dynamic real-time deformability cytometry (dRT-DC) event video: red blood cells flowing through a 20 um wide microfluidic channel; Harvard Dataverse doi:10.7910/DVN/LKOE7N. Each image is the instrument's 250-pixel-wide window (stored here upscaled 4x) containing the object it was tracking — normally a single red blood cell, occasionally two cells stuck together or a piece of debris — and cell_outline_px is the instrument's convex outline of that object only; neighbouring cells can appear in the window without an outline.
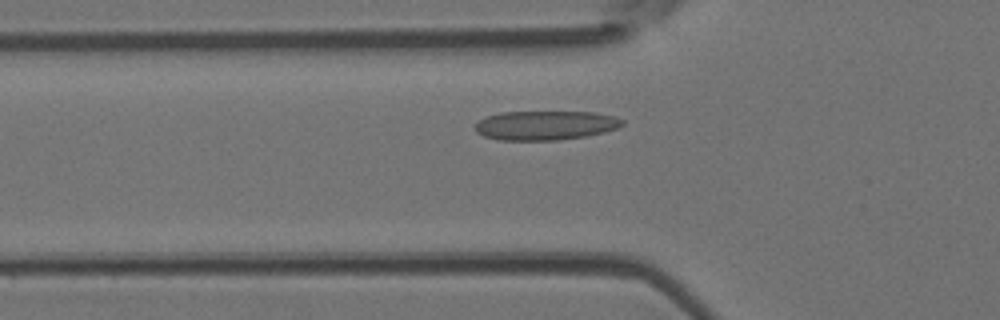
{"species": "Egyptian fruit bat (a non-hibernating species)", "species_latin": "Rousettus aegyptiacus", "temperature_condition": "room temperature", "stored_images_in_passage": 43, "camera_frame_rate_fps": 3000, "um_per_image_px": 0.085, "animal": {"sex": "female"}, "frame": {"image": 1, "passage_image": 9, "time_ms": 2.667, "image_size_px": [1000, 320], "cell_outline_px": [[624, 124], [616, 128], [604, 132], [588, 136], [556, 140], [496, 140], [484, 136], [476, 132], [476, 124], [480, 120], [488, 116], [500, 112], [592, 112], [616, 116], [624, 120]], "centroid_in_image_um": [46.38, 10.66], "position_along_channel_um": 79.4, "area_um2": 25.09}}
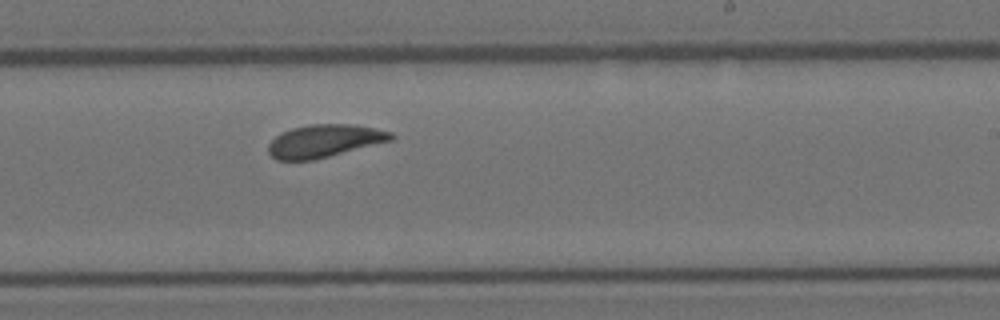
{"frame": {"image": 2, "passage_image": 23, "time_ms": 7.333, "image_size_px": [1000, 320], "cell_outline_px": [[396, 136], [392, 140], [312, 160], [276, 160], [268, 152], [268, 144], [280, 132], [292, 128], [312, 124], [352, 124], [392, 132]], "centroid_in_image_um": [27.54, 11.97], "position_along_channel_um": 261.5, "area_um2": 23.18}}
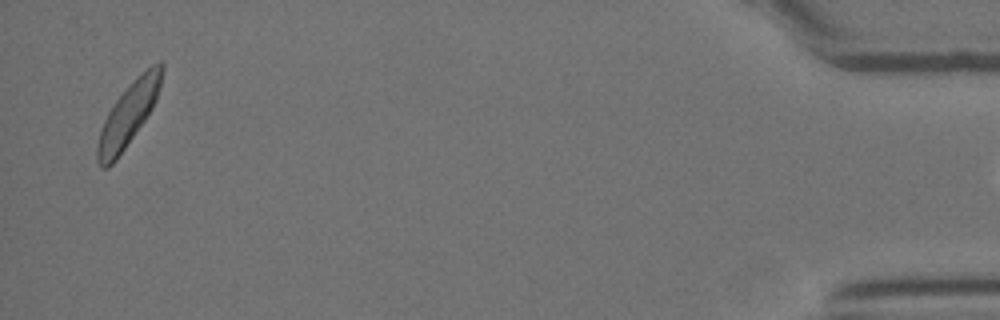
{"frame": {"image": 3, "passage_image": 42, "time_ms": 13.667, "image_size_px": [1000, 320], "cell_outline_px": [[164, 68], [160, 88], [156, 100], [152, 108], [144, 120], [116, 160], [108, 168], [100, 168], [96, 160], [96, 148], [100, 128], [108, 112], [116, 100], [132, 80], [136, 76], [152, 64], [160, 60], [164, 64]], "centroid_in_image_um": [10.9, 9.71], "position_along_channel_um": 424.3, "area_um2": 23.64}}